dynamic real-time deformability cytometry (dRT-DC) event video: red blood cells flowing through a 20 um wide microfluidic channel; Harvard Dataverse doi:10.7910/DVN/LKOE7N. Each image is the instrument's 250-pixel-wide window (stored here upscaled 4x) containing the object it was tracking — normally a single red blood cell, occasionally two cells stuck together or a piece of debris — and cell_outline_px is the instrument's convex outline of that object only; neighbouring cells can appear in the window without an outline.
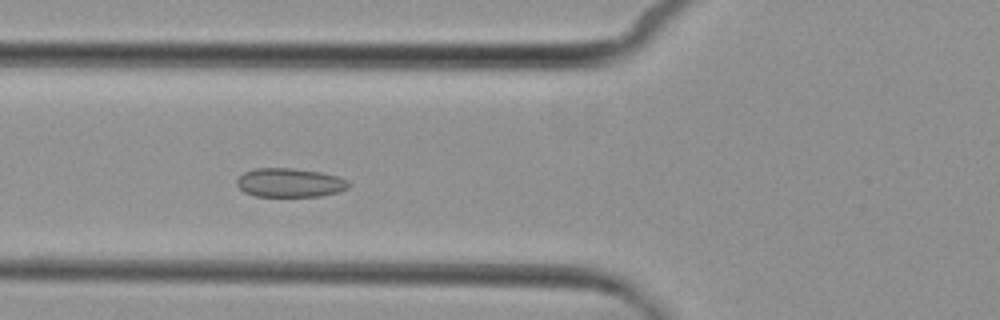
{"species": "common noctule bat (a hibernating species)", "species_latin": "Nyctalus noctula", "temperature_condition": "cold", "stored_images_in_passage": 5, "camera_frame_rate_fps": 3000, "um_per_image_px": 0.085, "animal": {"sex": "female", "body_mass_g": 29.2, "forearm_length_mm": 56.3}, "frame": {"image": 1, "passage_image": 4, "time_ms": 4.333, "image_size_px": [1000, 320], "cell_outline_px": [[352, 184], [348, 188], [340, 192], [320, 196], [256, 196], [244, 192], [236, 184], [236, 180], [244, 172], [256, 168], [292, 168], [324, 172], [348, 180]], "centroid_in_image_um": [24.67, 15.52], "position_along_channel_um": 101.1, "area_um2": 19.02}}
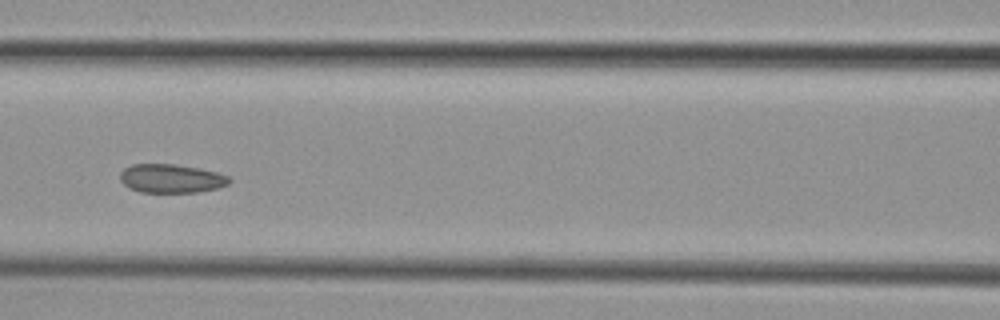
{"frame": {"image": 2, "passage_image": 5, "time_ms": 5.667, "image_size_px": [1000, 320], "cell_outline_px": [[232, 180], [228, 184], [216, 188], [196, 192], [140, 192], [128, 188], [120, 180], [120, 172], [124, 168], [132, 164], [176, 164], [200, 168], [216, 172], [228, 176]], "centroid_in_image_um": [14.53, 15.16], "position_along_channel_um": 152.1, "area_um2": 18.32}}